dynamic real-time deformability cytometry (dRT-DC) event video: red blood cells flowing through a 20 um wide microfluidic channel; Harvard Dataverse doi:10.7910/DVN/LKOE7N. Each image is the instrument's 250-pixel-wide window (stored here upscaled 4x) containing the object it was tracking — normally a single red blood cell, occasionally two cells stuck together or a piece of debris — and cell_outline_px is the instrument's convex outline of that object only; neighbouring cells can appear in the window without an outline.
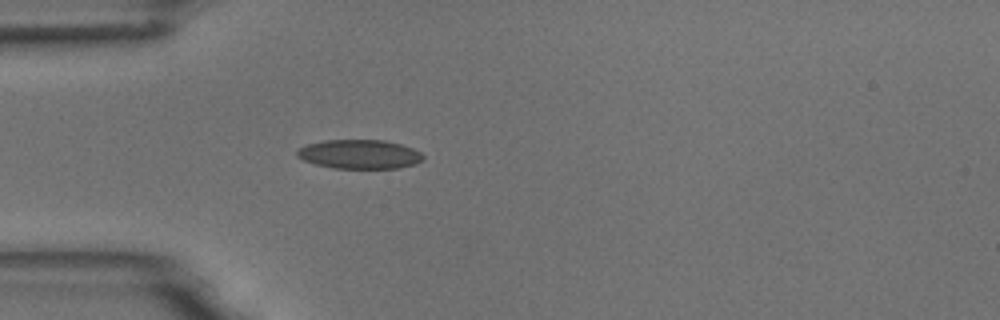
{"species": "common noctule bat (a hibernating species)", "species_latin": "Nyctalus noctula", "temperature_condition": "room temperature", "stored_images_in_passage": 1, "camera_frame_rate_fps": 3000, "um_per_image_px": 0.085, "animal": {"sex": "male", "body_mass_g": 18.8}, "frame": {"image": 1, "passage_image": 1, "time_ms": 0.0, "image_size_px": [1000, 320], "cell_outline_px": [[424, 160], [416, 164], [400, 168], [332, 168], [316, 164], [304, 160], [296, 156], [296, 152], [300, 148], [308, 144], [324, 140], [384, 140], [400, 144], [412, 148], [420, 152], [424, 156]], "centroid_in_image_um": [30.58, 13.11], "position_along_channel_um": 54.4, "area_um2": 21.39}}